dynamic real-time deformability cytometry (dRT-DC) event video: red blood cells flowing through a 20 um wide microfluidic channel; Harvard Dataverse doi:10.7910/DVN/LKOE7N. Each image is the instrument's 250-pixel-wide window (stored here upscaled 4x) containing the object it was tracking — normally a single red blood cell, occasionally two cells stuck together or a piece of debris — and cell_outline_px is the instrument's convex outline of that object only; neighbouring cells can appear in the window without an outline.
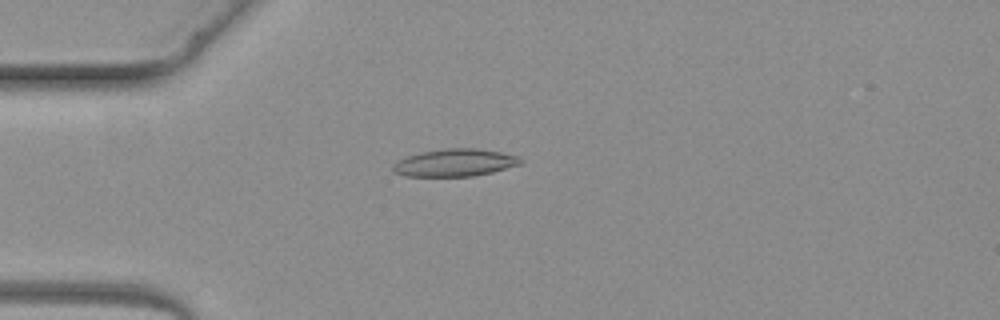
{"species": "common noctule bat (a hibernating species)", "species_latin": "Nyctalus noctula", "temperature_condition": "warm", "stored_images_in_passage": 3, "camera_frame_rate_fps": 3000, "um_per_image_px": 0.085, "animal": {"sex": "female", "body_mass_g": 19.3, "forearm_length_mm": 54.1}, "frame": {"image": 1, "passage_image": 3, "time_ms": 2.333, "image_size_px": [1000, 320], "cell_outline_px": [[524, 160], [520, 164], [492, 172], [472, 176], [404, 176], [392, 172], [392, 164], [396, 160], [420, 152], [444, 148], [476, 148], [500, 152], [520, 156]], "centroid_in_image_um": [38.63, 13.82], "position_along_channel_um": 46.4, "area_um2": 20.58}}